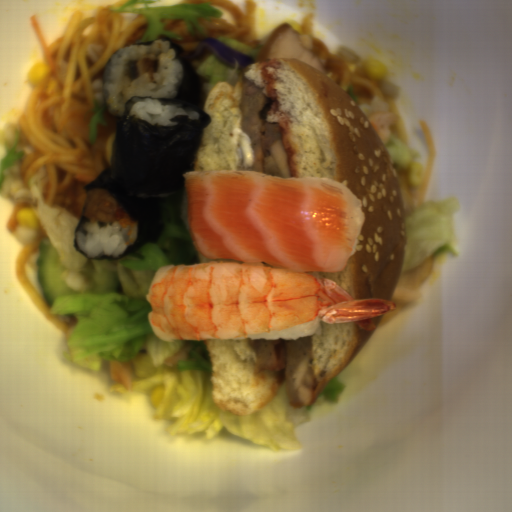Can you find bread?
I'll use <instances>...</instances> for the list:
<instances>
[{
  "mask_svg": "<svg viewBox=\"0 0 512 512\" xmlns=\"http://www.w3.org/2000/svg\"><path fill=\"white\" fill-rule=\"evenodd\" d=\"M273 99L291 178H330L360 199L364 224L346 269L301 272L336 282L356 299H390L408 249L404 204L391 156L359 105L325 71L299 59L252 64L235 82L217 84L191 171H256L242 129V83Z\"/></svg>",
  "mask_w": 512,
  "mask_h": 512,
  "instance_id": "bread-1",
  "label": "bread"
},
{
  "mask_svg": "<svg viewBox=\"0 0 512 512\" xmlns=\"http://www.w3.org/2000/svg\"><path fill=\"white\" fill-rule=\"evenodd\" d=\"M211 399L233 414L252 413L286 387V371L260 367L247 339H205Z\"/></svg>",
  "mask_w": 512,
  "mask_h": 512,
  "instance_id": "bread-2",
  "label": "bread"
},
{
  "mask_svg": "<svg viewBox=\"0 0 512 512\" xmlns=\"http://www.w3.org/2000/svg\"><path fill=\"white\" fill-rule=\"evenodd\" d=\"M357 322L325 323L310 334L312 349V402L340 376L369 335Z\"/></svg>",
  "mask_w": 512,
  "mask_h": 512,
  "instance_id": "bread-3",
  "label": "bread"
},
{
  "mask_svg": "<svg viewBox=\"0 0 512 512\" xmlns=\"http://www.w3.org/2000/svg\"><path fill=\"white\" fill-rule=\"evenodd\" d=\"M196 257H197V264L198 263H204V262H236L239 265H251V266H262V267H269V268H276L264 261H239L235 259H209L202 256L200 253L196 251ZM278 269V268H276Z\"/></svg>",
  "mask_w": 512,
  "mask_h": 512,
  "instance_id": "bread-4",
  "label": "bread"
}]
</instances>
